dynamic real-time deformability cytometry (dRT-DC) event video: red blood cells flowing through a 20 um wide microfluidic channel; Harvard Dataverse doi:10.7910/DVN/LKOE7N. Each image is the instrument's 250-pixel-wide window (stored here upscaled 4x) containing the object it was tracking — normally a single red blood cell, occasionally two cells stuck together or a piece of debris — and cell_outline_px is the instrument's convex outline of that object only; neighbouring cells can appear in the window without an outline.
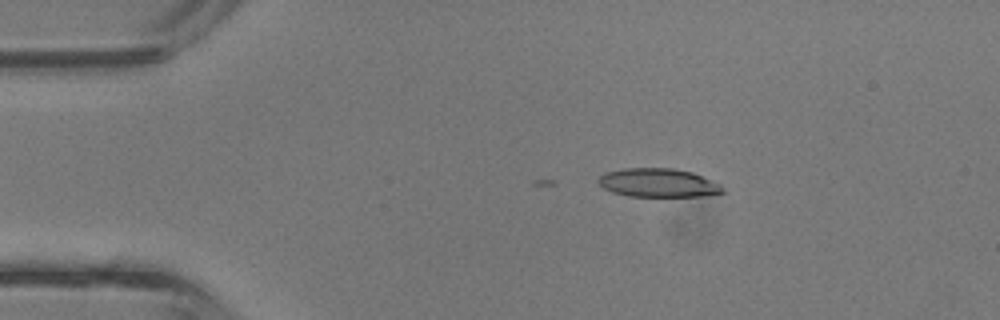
{"species": "common noctule bat (a hibernating species)", "species_latin": "Nyctalus noctula", "temperature_condition": "room temperature", "stored_images_in_passage": 7, "camera_frame_rate_fps": 3000, "um_per_image_px": 0.085, "animal": {"sex": "male", "body_mass_g": 13.3}, "frame": {"image": 1, "passage_image": 1, "time_ms": 0.0, "image_size_px": [1000, 320], "cell_outline_px": [[724, 192], [700, 196], [628, 196], [612, 192], [604, 188], [596, 180], [604, 172], [624, 168], [672, 168], [692, 172], [712, 180], [720, 184], [724, 188]], "centroid_in_image_um": [55.93, 15.53], "position_along_channel_um": 29.1, "area_um2": 20.75}}